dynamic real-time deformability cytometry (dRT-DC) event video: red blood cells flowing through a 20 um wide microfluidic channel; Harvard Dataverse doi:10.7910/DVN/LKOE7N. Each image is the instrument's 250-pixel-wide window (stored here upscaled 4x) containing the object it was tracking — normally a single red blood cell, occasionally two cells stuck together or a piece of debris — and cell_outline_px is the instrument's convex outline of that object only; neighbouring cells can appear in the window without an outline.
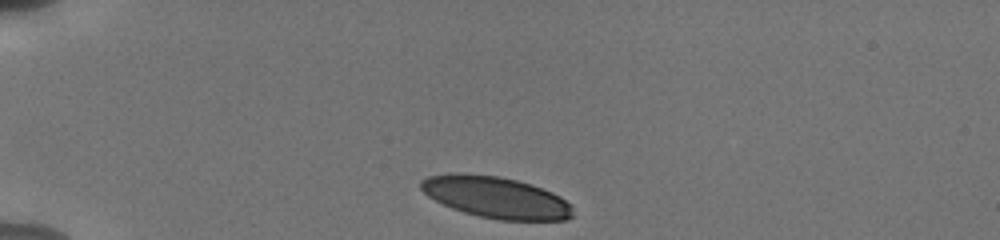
{"species": "human", "species_latin": "Homo sapiens", "temperature_condition": "cold", "stored_images_in_passage": 35, "camera_frame_rate_fps": 3000, "um_per_image_px": 0.085, "donor": {"sex": "male"}, "frame": {"image": 1, "passage_image": 1, "time_ms": 0.0, "image_size_px": [1000, 240], "cell_outline_px": [[572, 216], [564, 220], [500, 220], [480, 216], [464, 212], [452, 208], [428, 196], [420, 188], [420, 180], [428, 176], [448, 172], [464, 172], [500, 176], [532, 184], [552, 192], [560, 196], [572, 208]], "centroid_in_image_um": [42.11, 16.74], "position_along_channel_um": 42.9, "area_um2": 36.82}}
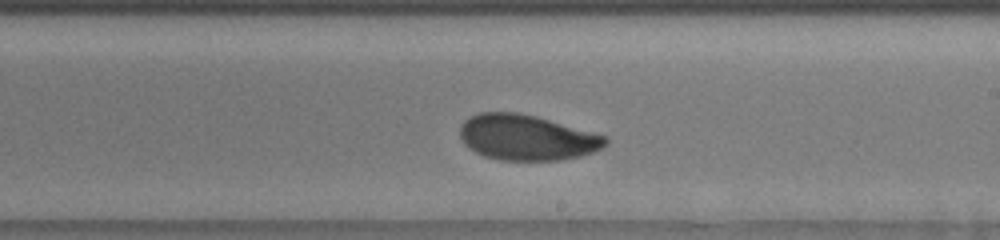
{"frame": {"image": 2, "passage_image": 21, "time_ms": 6.667, "image_size_px": [1000, 240], "cell_outline_px": [[608, 144], [604, 148], [580, 156], [560, 160], [500, 160], [484, 156], [468, 148], [464, 144], [460, 136], [460, 124], [468, 116], [480, 112], [520, 112], [536, 116], [608, 136]], "centroid_in_image_um": [44.77, 11.68], "position_along_channel_um": 244.2, "area_um2": 38.96}}
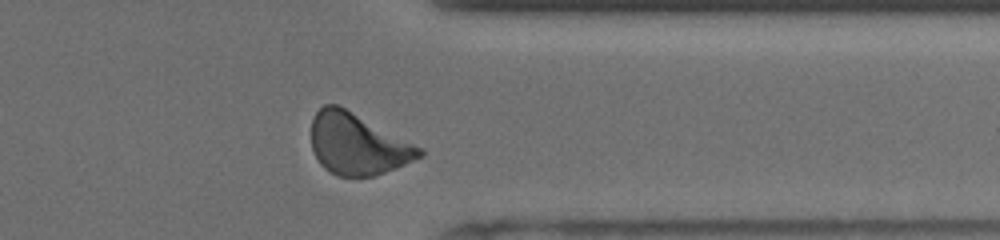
{"frame": {"image": 3, "passage_image": 32, "time_ms": 10.333, "image_size_px": [1000, 240], "cell_outline_px": [[424, 156], [396, 168], [376, 176], [336, 176], [324, 168], [320, 164], [312, 148], [312, 116], [324, 104], [340, 104], [424, 148]], "centroid_in_image_um": [30.42, 12.23], "position_along_channel_um": 381.0, "area_um2": 39.19}, "authors_computed_cell_mechanics": {"area_um2": 39.015, "velocity_mm_per_s": 3.7694, "shape_relaxation_time_tau1_ms": 2.8254, "shape_relaxation_time_tau2_ms": 1.0508, "deformation_change_tau1": 0.1163, "deformation_change_tau2": 0.0529}}